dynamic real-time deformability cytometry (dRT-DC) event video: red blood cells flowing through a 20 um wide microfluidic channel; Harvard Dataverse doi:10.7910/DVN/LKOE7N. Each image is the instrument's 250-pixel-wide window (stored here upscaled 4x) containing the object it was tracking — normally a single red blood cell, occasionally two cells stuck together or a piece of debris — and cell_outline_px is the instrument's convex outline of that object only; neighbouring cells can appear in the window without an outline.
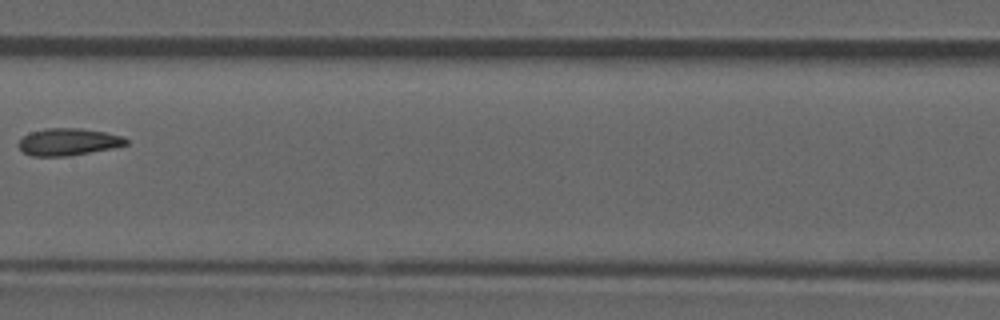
{"species": "common noctule bat (a hibernating species)", "species_latin": "Nyctalus noctula", "temperature_condition": "room temperature", "stored_images_in_passage": 6, "camera_frame_rate_fps": 3000, "um_per_image_px": 0.085, "animal": {"sex": "male", "forearm_length_mm": 52.5}, "frame": {"image": 1, "passage_image": 6, "time_ms": 1.667, "image_size_px": [1000, 320], "cell_outline_px": [[128, 144], [112, 148], [68, 156], [32, 156], [24, 152], [16, 144], [24, 136], [32, 132], [48, 128], [80, 128], [104, 132], [124, 136], [128, 140]], "centroid_in_image_um": [5.82, 12.06], "position_along_channel_um": 201.6, "area_um2": 16.88}}